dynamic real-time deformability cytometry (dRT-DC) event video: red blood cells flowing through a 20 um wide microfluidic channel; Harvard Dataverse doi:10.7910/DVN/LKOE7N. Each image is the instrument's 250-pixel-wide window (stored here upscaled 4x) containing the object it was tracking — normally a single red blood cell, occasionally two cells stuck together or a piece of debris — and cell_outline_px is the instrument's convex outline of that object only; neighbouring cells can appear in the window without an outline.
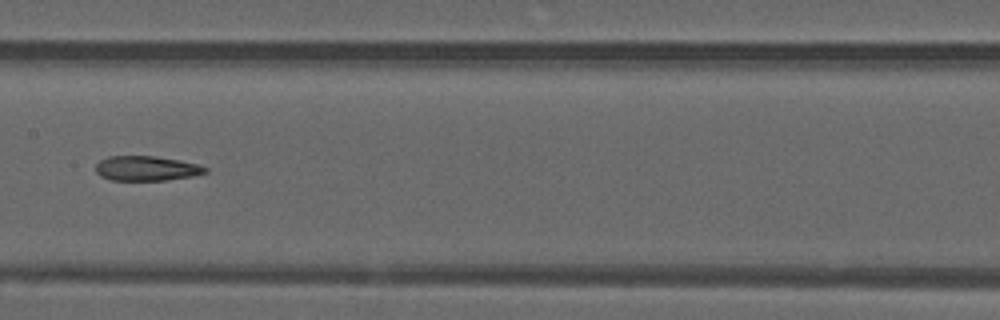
{"species": "common noctule bat (a hibernating species)", "species_latin": "Nyctalus noctula", "temperature_condition": "warm", "stored_images_in_passage": 36, "camera_frame_rate_fps": 3000, "um_per_image_px": 0.085, "animal": {"sex": "male", "forearm_length_mm": 52.5}, "frame": {"image": 1, "passage_image": 11, "time_ms": 3.333, "image_size_px": [1000, 320], "cell_outline_px": [[208, 172], [192, 176], [164, 180], [112, 180], [100, 176], [96, 172], [96, 164], [100, 160], [108, 156], [156, 156], [180, 160], [200, 164], [208, 168]], "centroid_in_image_um": [12.47, 14.3], "position_along_channel_um": 194.9, "area_um2": 15.9}}
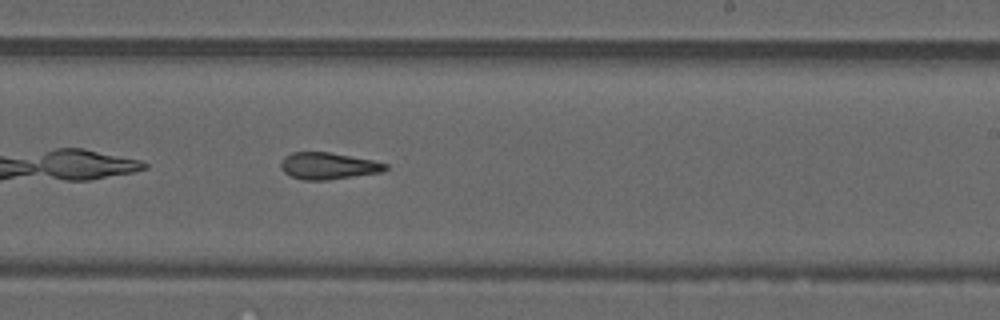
{"frame": {"image": 2, "passage_image": 16, "time_ms": 5.0, "image_size_px": [1000, 320], "cell_outline_px": [[388, 168], [384, 172], [328, 180], [304, 180], [292, 176], [284, 172], [280, 168], [280, 164], [284, 156], [292, 152], [328, 152], [372, 160], [388, 164]], "centroid_in_image_um": [27.9, 14.1], "position_along_channel_um": 261.1, "area_um2": 16.36}}